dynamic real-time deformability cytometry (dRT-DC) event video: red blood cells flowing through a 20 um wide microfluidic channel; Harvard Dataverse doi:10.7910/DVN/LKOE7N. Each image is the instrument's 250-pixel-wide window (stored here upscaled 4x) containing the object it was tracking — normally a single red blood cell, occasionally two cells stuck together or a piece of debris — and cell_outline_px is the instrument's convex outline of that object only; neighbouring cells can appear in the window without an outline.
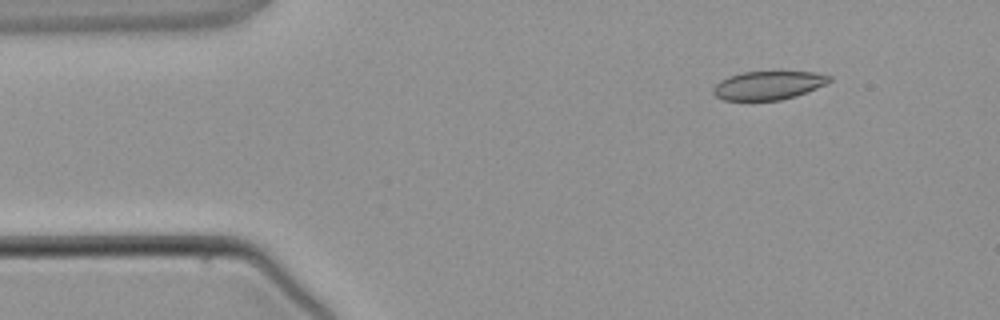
{"species": "common noctule bat (a hibernating species)", "species_latin": "Nyctalus noctula", "temperature_condition": "warm", "stored_images_in_passage": 4, "camera_frame_rate_fps": 3000, "um_per_image_px": 0.085, "animal": {"sex": "male", "body_mass_g": 21.5, "forearm_length_mm": 52.0}, "frame": {"image": 1, "passage_image": 2, "time_ms": 1.0, "image_size_px": [1000, 320], "cell_outline_px": [[832, 80], [816, 88], [796, 96], [780, 100], [724, 100], [716, 96], [712, 92], [712, 88], [720, 80], [728, 76], [744, 72], [816, 72], [832, 76]], "centroid_in_image_um": [65.29, 7.25], "position_along_channel_um": 19.7, "area_um2": 19.25}}
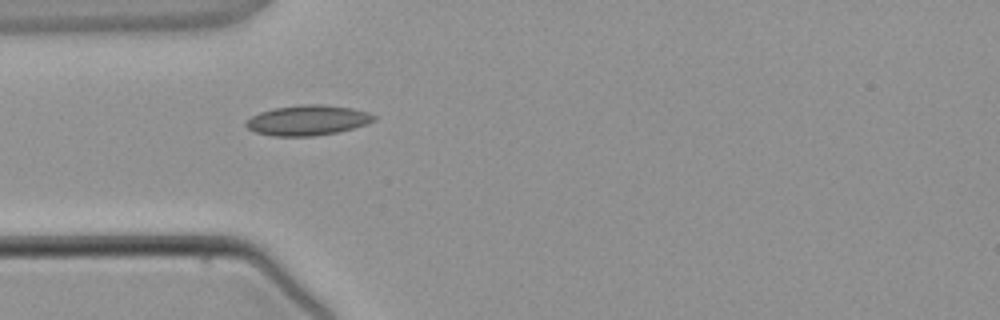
{"frame": {"image": 2, "passage_image": 4, "time_ms": 3.333, "image_size_px": [1000, 320], "cell_outline_px": [[376, 120], [368, 124], [336, 132], [312, 136], [272, 136], [256, 132], [248, 128], [244, 124], [252, 116], [260, 112], [276, 108], [300, 104], [320, 104], [352, 108], [368, 112], [376, 116]], "centroid_in_image_um": [26.17, 10.22], "position_along_channel_um": 58.8, "area_um2": 22.37}}